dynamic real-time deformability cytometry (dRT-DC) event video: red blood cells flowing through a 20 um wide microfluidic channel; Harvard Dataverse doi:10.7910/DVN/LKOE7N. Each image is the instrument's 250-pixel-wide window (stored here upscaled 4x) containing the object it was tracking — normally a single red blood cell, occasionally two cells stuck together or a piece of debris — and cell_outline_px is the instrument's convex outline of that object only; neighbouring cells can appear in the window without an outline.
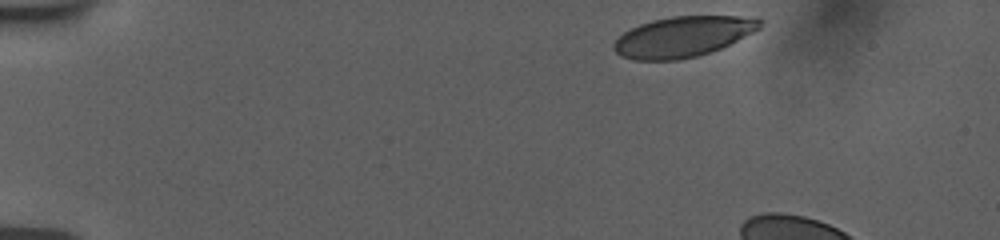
{"species": "human", "species_latin": "Homo sapiens", "temperature_condition": "room temperature", "stored_images_in_passage": 5, "camera_frame_rate_fps": 3000, "um_per_image_px": 0.085, "donor": {"sex": "female"}, "frame": {"image": 1, "passage_image": 1, "time_ms": 0.0, "image_size_px": [1000, 240], "cell_outline_px": [[764, 20], [760, 28], [720, 48], [696, 56], [676, 60], [632, 60], [620, 56], [612, 48], [612, 44], [624, 32], [640, 24], [652, 20], [672, 16], [756, 16]], "centroid_in_image_um": [58.04, 3.1], "position_along_channel_um": 27.0, "area_um2": 34.39}}